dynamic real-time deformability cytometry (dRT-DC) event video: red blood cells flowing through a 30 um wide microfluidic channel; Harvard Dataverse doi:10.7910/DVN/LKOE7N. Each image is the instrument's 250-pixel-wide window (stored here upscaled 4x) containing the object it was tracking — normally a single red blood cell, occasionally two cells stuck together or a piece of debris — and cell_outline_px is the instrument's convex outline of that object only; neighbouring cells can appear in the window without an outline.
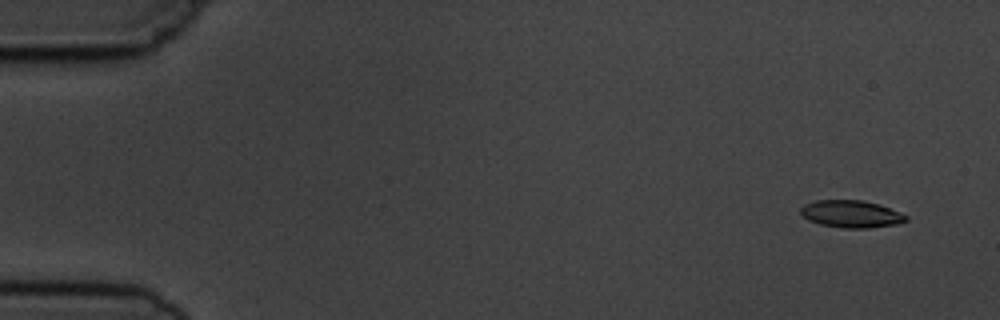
{"species": "common noctule bat (a hibernating species)", "species_latin": "Nyctalus noctula", "temperature_condition": "cold", "stored_images_in_passage": 4, "camera_frame_rate_fps": 3000, "um_per_image_px": 0.085, "animal": {"sex": "male", "body_mass_g": 19.5, "forearm_length_mm": 54.6}, "frame": {"image": 1, "passage_image": 1, "time_ms": 0.0, "image_size_px": [1000, 320], "cell_outline_px": [[908, 220], [896, 224], [868, 228], [844, 228], [820, 224], [808, 220], [800, 212], [800, 208], [804, 204], [816, 200], [864, 200], [880, 204], [900, 212], [908, 216]], "centroid_in_image_um": [72.36, 18.18], "position_along_channel_um": 12.6, "area_um2": 16.82}}
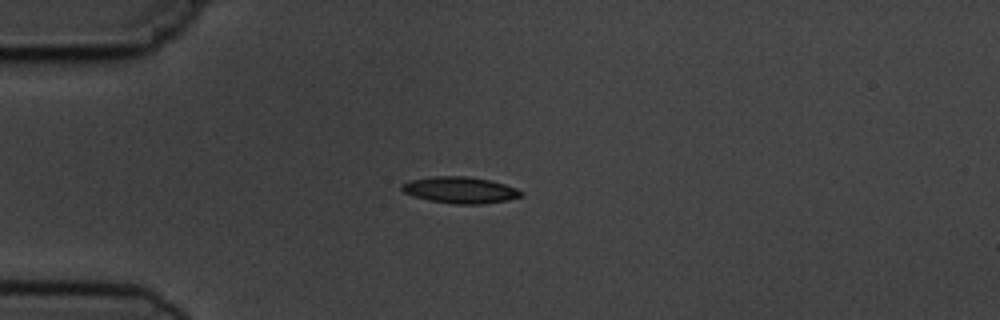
{"frame": {"image": 2, "passage_image": 4, "time_ms": 3.667, "image_size_px": [1000, 320], "cell_outline_px": [[524, 196], [508, 200], [480, 204], [456, 204], [428, 200], [412, 196], [404, 192], [400, 188], [400, 184], [412, 180], [432, 176], [468, 176], [488, 180], [504, 184], [516, 188], [524, 192]], "centroid_in_image_um": [39.11, 16.15], "position_along_channel_um": 45.9, "area_um2": 18.44}}